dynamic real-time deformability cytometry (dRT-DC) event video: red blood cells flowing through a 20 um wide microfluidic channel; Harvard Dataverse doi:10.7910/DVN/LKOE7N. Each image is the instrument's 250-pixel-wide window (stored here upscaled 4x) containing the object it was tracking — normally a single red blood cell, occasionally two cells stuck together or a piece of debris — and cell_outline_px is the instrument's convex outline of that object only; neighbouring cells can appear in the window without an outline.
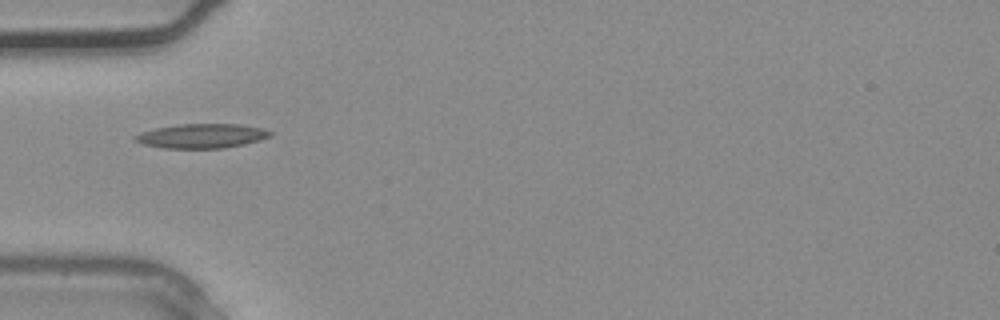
{"species": "common noctule bat (a hibernating species)", "species_latin": "Nyctalus noctula", "temperature_condition": "warm", "stored_images_in_passage": 26, "camera_frame_rate_fps": 3000, "um_per_image_px": 0.085, "animal": {"sex": "male", "body_mass_g": 20.4}, "frame": {"image": 1, "passage_image": 1, "time_ms": 0.0, "image_size_px": [1000, 320], "cell_outline_px": [[272, 136], [260, 140], [244, 144], [224, 148], [164, 148], [144, 144], [136, 140], [132, 136], [140, 132], [156, 128], [176, 124], [240, 124], [260, 128], [272, 132]], "centroid_in_image_um": [17.14, 11.55], "position_along_channel_um": 67.9, "area_um2": 19.13}}